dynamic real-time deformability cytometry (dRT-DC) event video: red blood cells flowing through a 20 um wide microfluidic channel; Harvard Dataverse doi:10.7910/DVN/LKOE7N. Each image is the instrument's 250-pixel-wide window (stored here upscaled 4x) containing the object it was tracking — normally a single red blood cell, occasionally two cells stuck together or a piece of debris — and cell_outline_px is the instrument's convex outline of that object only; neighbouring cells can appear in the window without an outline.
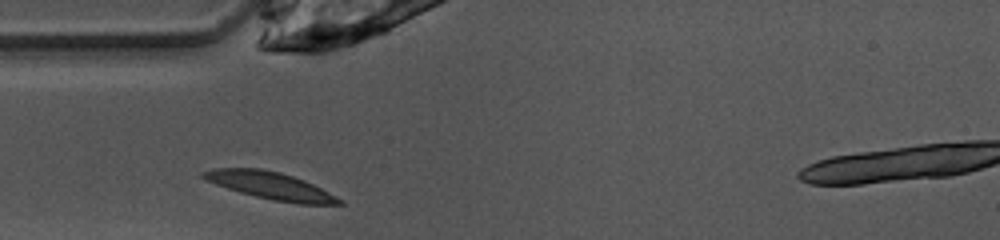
{"species": "common noctule bat (a hibernating species)", "species_latin": "Nyctalus noctula", "temperature_condition": "warm", "stored_images_in_passage": 25, "camera_frame_rate_fps": 3000, "um_per_image_px": 0.085, "animal": {"sex": "female", "body_mass_g": 10.0, "forearm_length_mm": 53.1}, "frame": {"image": 1, "passage_image": 1, "time_ms": 0.0, "image_size_px": [1000, 240], "cell_outline_px": [[344, 204], [300, 204], [276, 200], [256, 196], [240, 192], [204, 180], [200, 176], [200, 172], [212, 168], [260, 168], [280, 172], [304, 180], [344, 200]], "centroid_in_image_um": [22.95, 15.76], "position_along_channel_um": 62.0, "area_um2": 21.44}}
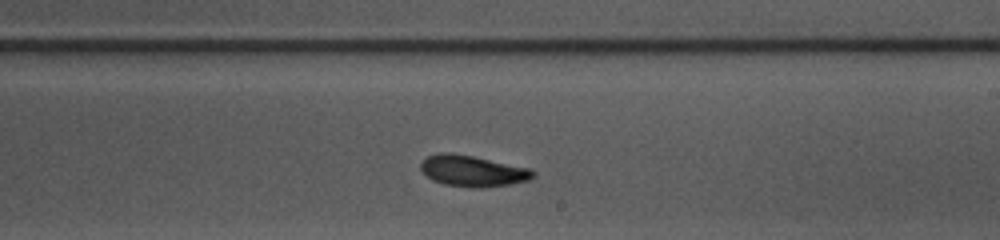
{"frame": {"image": 2, "passage_image": 15, "time_ms": 4.667, "image_size_px": [1000, 240], "cell_outline_px": [[536, 176], [528, 180], [512, 184], [476, 188], [468, 188], [444, 184], [432, 180], [420, 172], [420, 164], [428, 156], [440, 152], [452, 152], [532, 168], [536, 172]], "centroid_in_image_um": [40.18, 14.53], "position_along_channel_um": 248.8, "area_um2": 20.69}}
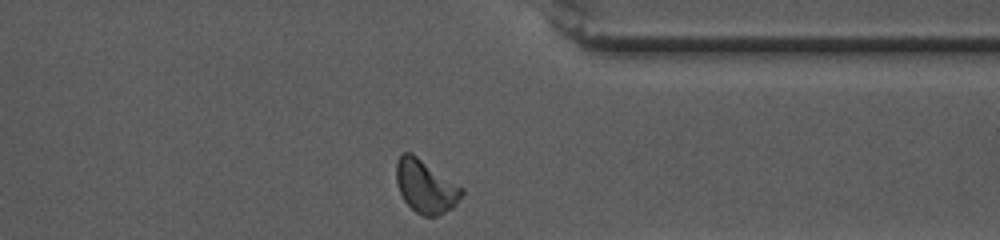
{"frame": {"image": 3, "passage_image": 25, "time_ms": 8.0, "image_size_px": [1000, 240], "cell_outline_px": [[464, 192], [456, 204], [452, 208], [436, 216], [424, 216], [416, 212], [404, 200], [400, 192], [396, 180], [396, 160], [404, 152], [412, 152], [464, 188]], "centroid_in_image_um": [36.18, 15.82], "position_along_channel_um": 375.2, "area_um2": 20.23}, "authors_computed_cell_mechanics": {"area_um2": 19.652, "velocity_mm_per_s": 3.9831, "shape_relaxation_time_tau1_ms": 4.5977, "shape_relaxation_time_tau2_ms": 4.317, "deformation_change_tau1": 0.1504, "deformation_change_tau2": 0.11}}